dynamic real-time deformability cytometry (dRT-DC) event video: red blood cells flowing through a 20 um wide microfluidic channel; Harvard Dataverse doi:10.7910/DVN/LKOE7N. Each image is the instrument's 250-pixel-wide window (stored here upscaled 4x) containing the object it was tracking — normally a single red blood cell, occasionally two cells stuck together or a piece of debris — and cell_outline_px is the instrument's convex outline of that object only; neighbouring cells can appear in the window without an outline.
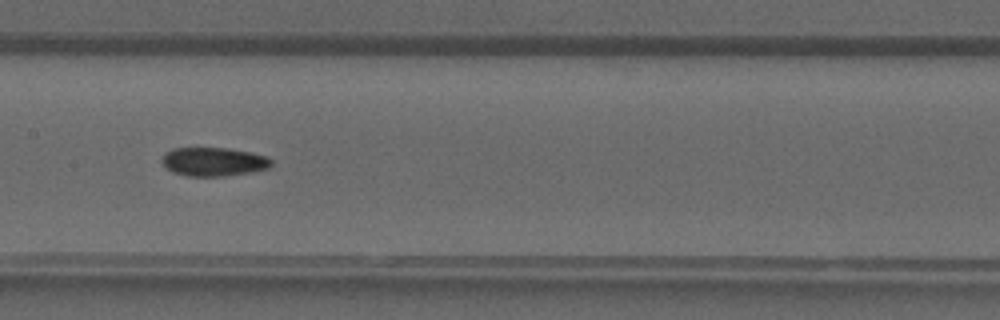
{"species": "common noctule bat (a hibernating species)", "species_latin": "Nyctalus noctula", "temperature_condition": "warm", "stored_images_in_passage": 37, "camera_frame_rate_fps": 3000, "um_per_image_px": 0.085, "animal": {"sex": "male", "forearm_length_mm": 52.5}, "frame": {"image": 1, "passage_image": 16, "time_ms": 5.0, "image_size_px": [1000, 320], "cell_outline_px": [[272, 164], [268, 168], [252, 172], [224, 176], [188, 176], [172, 172], [164, 168], [160, 160], [164, 152], [172, 148], [228, 148], [252, 152], [268, 156], [272, 160]], "centroid_in_image_um": [18.13, 13.74], "position_along_channel_um": 189.3, "area_um2": 18.67}}
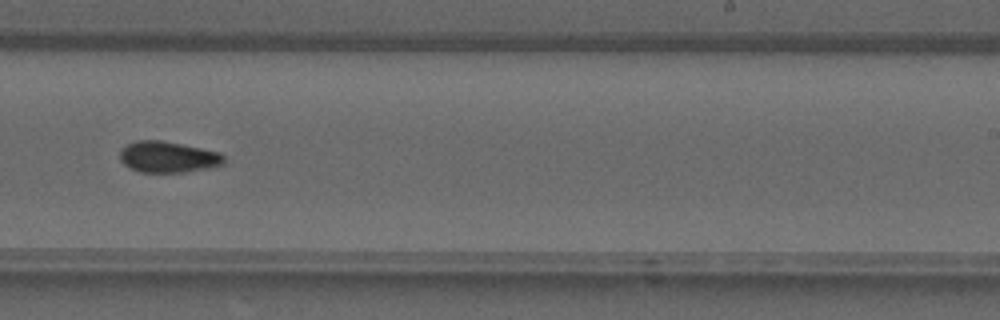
{"frame": {"image": 2, "passage_image": 21, "time_ms": 6.667, "image_size_px": [1000, 320], "cell_outline_px": [[224, 164], [208, 168], [184, 172], [140, 172], [128, 168], [120, 160], [120, 148], [136, 140], [160, 140], [220, 152], [224, 156]], "centroid_in_image_um": [14.25, 13.35], "position_along_channel_um": 274.8, "area_um2": 18.9}}
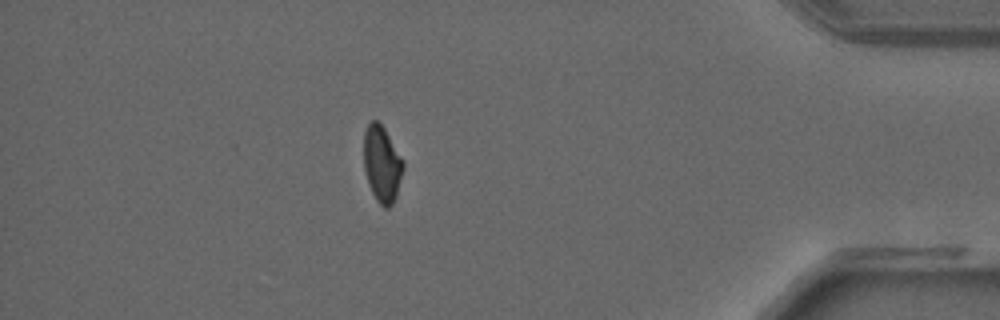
{"frame": {"image": 3, "passage_image": 31, "time_ms": 10.0, "image_size_px": [1000, 320], "cell_outline_px": [[404, 168], [396, 196], [392, 204], [388, 208], [384, 208], [376, 200], [368, 184], [364, 168], [364, 132], [368, 124], [372, 120], [376, 120], [384, 128], [404, 160]], "centroid_in_image_um": [32.47, 13.95], "position_along_channel_um": 402.7, "area_um2": 17.57}}